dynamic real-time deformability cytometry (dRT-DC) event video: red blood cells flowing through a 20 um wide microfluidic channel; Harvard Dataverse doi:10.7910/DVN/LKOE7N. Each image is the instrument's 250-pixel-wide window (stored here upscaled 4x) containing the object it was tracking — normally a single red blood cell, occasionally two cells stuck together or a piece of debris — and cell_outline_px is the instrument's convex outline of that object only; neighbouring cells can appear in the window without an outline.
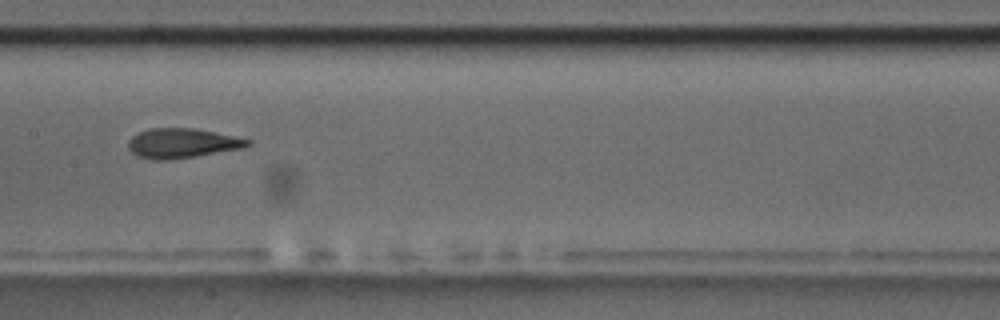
{"species": "common noctule bat (a hibernating species)", "species_latin": "Nyctalus noctula", "temperature_condition": "room temperature", "stored_images_in_passage": 9, "camera_frame_rate_fps": 3000, "um_per_image_px": 0.085, "animal": {"sex": "male", "body_mass_g": 17.5, "forearm_length_mm": 52.3}, "frame": {"image": 1, "passage_image": 8, "time_ms": 8.333, "image_size_px": [1000, 320], "cell_outline_px": [[252, 144], [244, 148], [192, 156], [164, 160], [152, 160], [136, 156], [128, 148], [128, 140], [132, 136], [148, 128], [196, 128], [252, 140]], "centroid_in_image_um": [15.46, 12.16], "position_along_channel_um": 191.9, "area_um2": 20.58}}
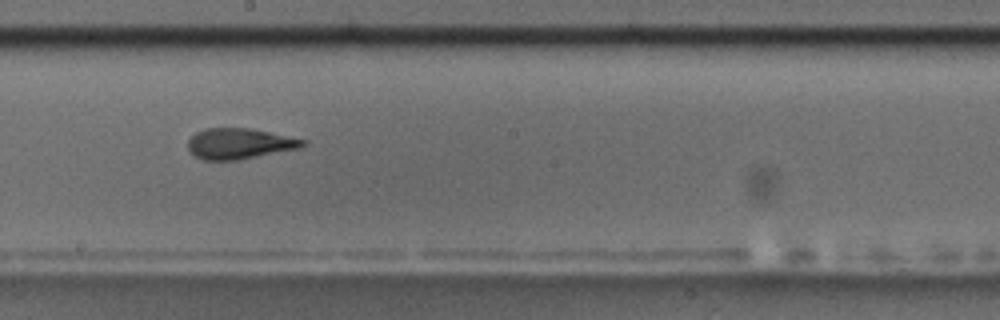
{"frame": {"image": 2, "passage_image": 9, "time_ms": 9.333, "image_size_px": [1000, 320], "cell_outline_px": [[308, 144], [300, 148], [240, 160], [204, 160], [188, 152], [188, 140], [196, 132], [204, 128], [248, 128], [308, 140]], "centroid_in_image_um": [20.36, 12.21], "position_along_channel_um": 227.8, "area_um2": 20.69}}